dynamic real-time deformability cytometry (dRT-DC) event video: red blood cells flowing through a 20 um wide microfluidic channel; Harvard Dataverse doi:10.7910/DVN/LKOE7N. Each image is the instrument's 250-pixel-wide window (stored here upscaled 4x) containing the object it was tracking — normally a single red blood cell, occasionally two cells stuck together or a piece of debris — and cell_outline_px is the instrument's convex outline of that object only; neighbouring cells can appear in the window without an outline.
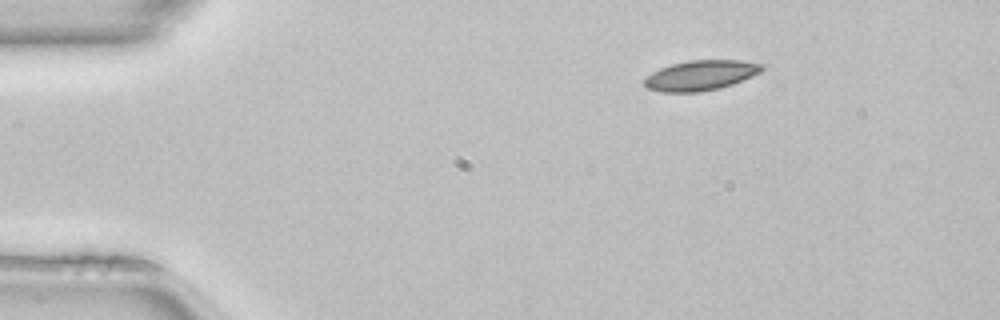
{"species": "common noctule bat (a hibernating species)", "species_latin": "Nyctalus noctula", "temperature_condition": "room temperature", "stored_images_in_passage": 43, "camera_frame_rate_fps": 3000, "um_per_image_px": 0.085, "animal": {"sex": "female", "body_mass_g": 22.7, "forearm_length_mm": 54.2}, "frame": {"image": 1, "passage_image": 1, "time_ms": 0.0, "image_size_px": [1000, 320], "cell_outline_px": [[764, 68], [760, 72], [752, 76], [732, 84], [720, 88], [700, 92], [660, 92], [648, 88], [644, 84], [644, 80], [652, 72], [660, 68], [672, 64], [688, 60], [740, 60], [764, 64]], "centroid_in_image_um": [59.57, 6.4], "position_along_channel_um": 25.4, "area_um2": 20.58}}
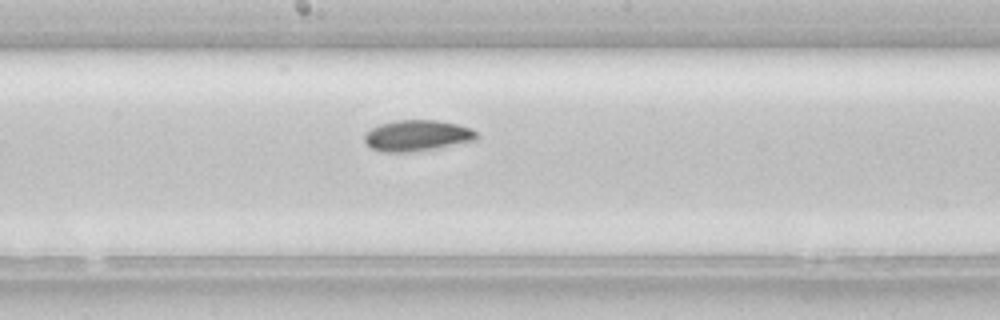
{"frame": {"image": 2, "passage_image": 20, "time_ms": 6.333, "image_size_px": [1000, 320], "cell_outline_px": [[476, 140], [412, 152], [384, 152], [372, 148], [364, 140], [364, 132], [380, 124], [396, 120], [436, 120], [456, 124], [472, 128], [476, 132]], "centroid_in_image_um": [35.42, 11.51], "position_along_channel_um": 212.8, "area_um2": 20.06}}
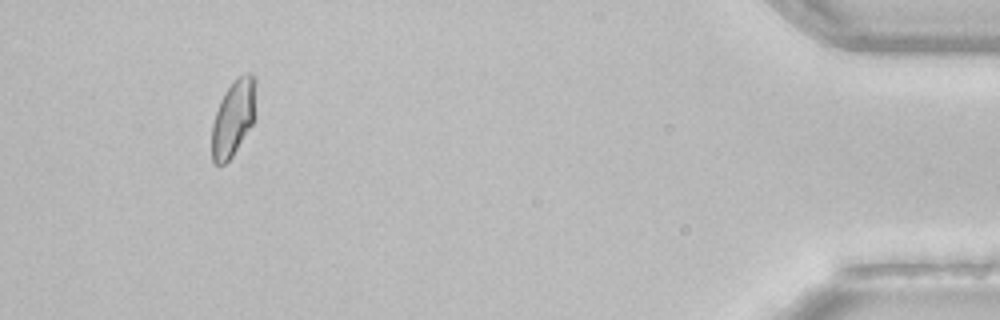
{"frame": {"image": 3, "passage_image": 40, "time_ms": 13.0, "image_size_px": [1000, 320], "cell_outline_px": [[256, 116], [252, 124], [232, 156], [224, 164], [216, 164], [212, 160], [212, 124], [220, 100], [224, 92], [244, 72], [248, 72], [256, 76]], "centroid_in_image_um": [19.87, 9.98], "position_along_channel_um": 415.3, "area_um2": 19.65}, "authors_computed_cell_mechanics": {"area_um2": 20.0566, "velocity_mm_per_s": 4.0799, "shape_relaxation_time_tau1_ms": null, "shape_relaxation_time_tau2_ms": 8.8922, "deformation_change_tau1": null, "deformation_change_tau2": 0.1206}}